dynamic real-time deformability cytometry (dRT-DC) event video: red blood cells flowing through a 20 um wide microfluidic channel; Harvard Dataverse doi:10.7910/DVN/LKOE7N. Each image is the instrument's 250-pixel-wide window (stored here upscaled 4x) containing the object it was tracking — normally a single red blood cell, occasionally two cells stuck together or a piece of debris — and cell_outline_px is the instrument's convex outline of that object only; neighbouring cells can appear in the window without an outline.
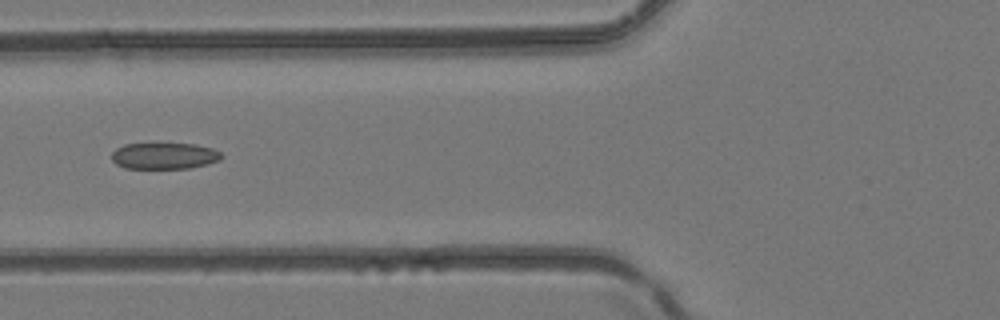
{"species": "common noctule bat (a hibernating species)", "species_latin": "Nyctalus noctula", "temperature_condition": "room temperature", "stored_images_in_passage": 6, "camera_frame_rate_fps": 3000, "um_per_image_px": 0.085, "animal": {"sex": "female", "body_mass_g": 24.6, "forearm_length_mm": 56.2}, "frame": {"image": 1, "passage_image": 5, "time_ms": 1.333, "image_size_px": [1000, 320], "cell_outline_px": [[224, 156], [220, 160], [208, 164], [188, 168], [124, 168], [116, 164], [112, 160], [112, 152], [116, 148], [124, 144], [156, 140], [196, 144], [212, 148], [220, 152]], "centroid_in_image_um": [13.95, 13.18], "position_along_channel_um": 111.9, "area_um2": 17.92}}
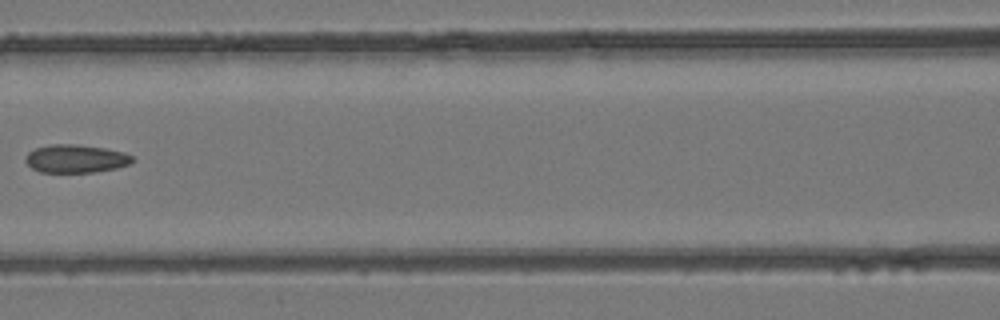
{"frame": {"image": 2, "passage_image": 6, "time_ms": 1.667, "image_size_px": [1000, 320], "cell_outline_px": [[136, 160], [132, 164], [116, 168], [96, 172], [40, 172], [32, 168], [24, 160], [24, 156], [28, 152], [36, 148], [52, 144], [76, 144], [104, 148], [124, 152], [132, 156]], "centroid_in_image_um": [6.46, 13.49], "position_along_channel_um": 160.1, "area_um2": 17.69}}